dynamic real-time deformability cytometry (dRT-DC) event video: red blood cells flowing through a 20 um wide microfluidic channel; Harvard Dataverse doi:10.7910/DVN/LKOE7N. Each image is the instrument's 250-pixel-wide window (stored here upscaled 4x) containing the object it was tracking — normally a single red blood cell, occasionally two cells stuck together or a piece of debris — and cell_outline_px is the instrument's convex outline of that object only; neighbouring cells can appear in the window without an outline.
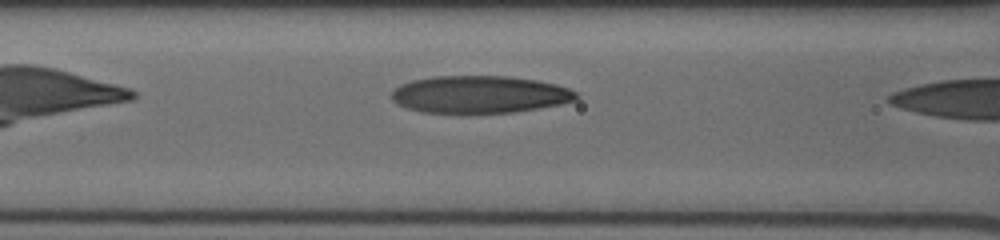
{"species": "human", "species_latin": "Homo sapiens", "temperature_condition": "cold", "stored_images_in_passage": 9, "camera_frame_rate_fps": 3000, "um_per_image_px": 0.085, "donor": {"sex": "male"}, "frame": {"image": 1, "passage_image": 8, "time_ms": 2.333, "image_size_px": [1000, 240], "cell_outline_px": [[580, 96], [576, 100], [560, 104], [512, 112], [420, 112], [396, 104], [392, 100], [392, 92], [400, 84], [412, 80], [436, 76], [508, 76], [536, 80], [556, 84], [568, 88], [576, 92]], "centroid_in_image_um": [40.77, 8.01], "position_along_channel_um": 125.8, "area_um2": 39.94}}